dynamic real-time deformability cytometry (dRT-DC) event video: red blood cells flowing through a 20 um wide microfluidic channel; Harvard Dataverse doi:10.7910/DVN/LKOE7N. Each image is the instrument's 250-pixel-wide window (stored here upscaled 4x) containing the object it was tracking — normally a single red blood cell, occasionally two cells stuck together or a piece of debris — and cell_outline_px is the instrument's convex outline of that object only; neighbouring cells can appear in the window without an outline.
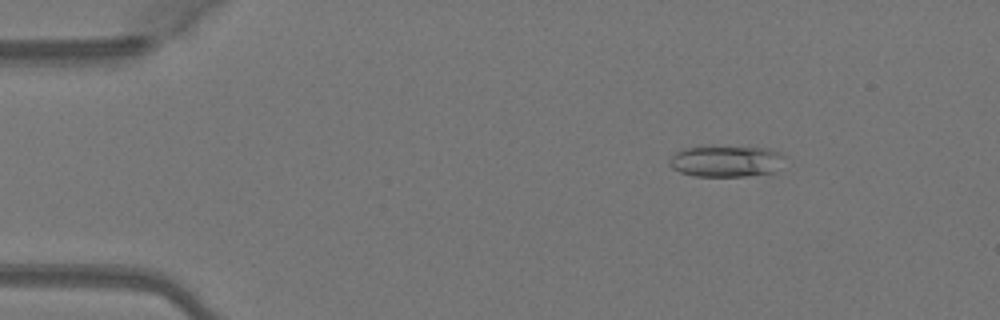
{"species": "Egyptian fruit bat (a non-hibernating species)", "species_latin": "Rousettus aegyptiacus", "temperature_condition": "warm", "stored_images_in_passage": 49, "camera_frame_rate_fps": 3000, "um_per_image_px": 0.085, "animal": {"sex": "female"}, "frame": {"image": 1, "passage_image": 7, "time_ms": 2.0, "image_size_px": [1000, 320], "cell_outline_px": [[784, 156], [776, 172], [744, 176], [696, 176], [680, 172], [672, 168], [668, 164], [668, 160], [676, 152], [684, 148], [768, 148], [780, 152]], "centroid_in_image_um": [61.71, 13.73], "position_along_channel_um": 23.3, "area_um2": 20.52}}
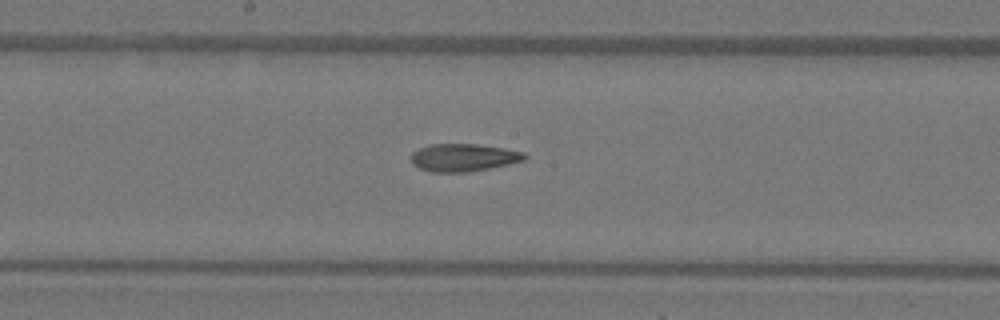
{"frame": {"image": 2, "passage_image": 26, "time_ms": 8.333, "image_size_px": [1000, 320], "cell_outline_px": [[528, 156], [524, 160], [508, 164], [468, 172], [432, 172], [420, 168], [412, 164], [412, 152], [428, 144], [476, 144], [504, 148], [524, 152]], "centroid_in_image_um": [39.39, 13.38], "position_along_channel_um": 208.8, "area_um2": 18.21}}
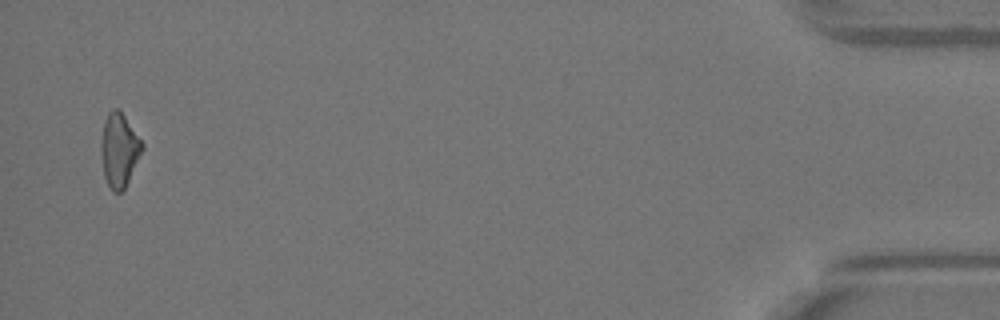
{"frame": {"image": 3, "passage_image": 48, "time_ms": 15.667, "image_size_px": [1000, 320], "cell_outline_px": [[144, 148], [124, 192], [112, 192], [104, 176], [100, 148], [104, 120], [108, 112], [112, 108], [116, 108], [124, 116], [144, 144]], "centroid_in_image_um": [10.14, 12.79], "position_along_channel_um": 425.1, "area_um2": 17.74}, "authors_computed_cell_mechanics": {"area_um2": 18.5538, "velocity_mm_per_s": 4.1258, "shape_relaxation_time_tau1_ms": 7.5964, "shape_relaxation_time_tau2_ms": 5.127, "deformation_change_tau1": 0.2086, "deformation_change_tau2": 0.1457}}